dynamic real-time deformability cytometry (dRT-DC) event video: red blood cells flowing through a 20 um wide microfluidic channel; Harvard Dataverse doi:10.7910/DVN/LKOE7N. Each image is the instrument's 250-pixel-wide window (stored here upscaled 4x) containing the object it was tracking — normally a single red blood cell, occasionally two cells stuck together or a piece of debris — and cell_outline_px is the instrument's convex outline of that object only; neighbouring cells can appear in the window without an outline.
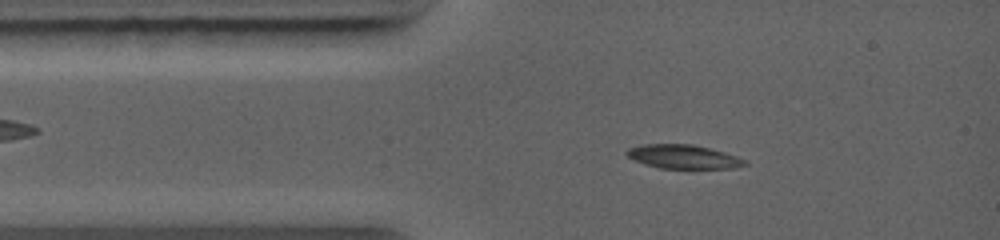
{"species": "common noctule bat (a hibernating species)", "species_latin": "Nyctalus noctula", "temperature_condition": "warm", "stored_images_in_passage": 5, "camera_frame_rate_fps": 5000, "um_per_image_px": 0.085, "animal": {"sex": "female", "body_mass_g": 19.0, "forearm_length_mm": 56.7}, "frame": {"image": 1, "passage_image": 3, "time_ms": 0.6, "image_size_px": [1000, 240], "cell_outline_px": [[748, 164], [736, 168], [660, 168], [644, 164], [632, 160], [624, 152], [628, 148], [640, 144], [692, 144], [724, 152], [736, 156], [744, 160]], "centroid_in_image_um": [58.03, 13.32], "position_along_channel_um": 27.0, "area_um2": 16.42}}
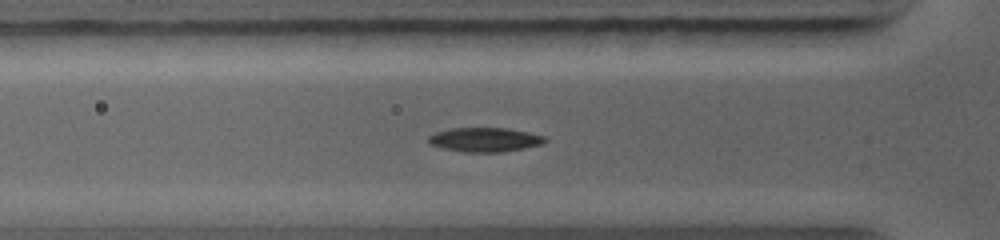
{"frame": {"image": 2, "passage_image": 5, "time_ms": 2.2, "image_size_px": [1000, 240], "cell_outline_px": [[548, 140], [544, 144], [504, 152], [464, 152], [444, 148], [428, 144], [428, 136], [436, 132], [452, 128], [508, 128], [528, 132], [544, 136]], "centroid_in_image_um": [41.23, 11.87], "position_along_channel_um": 84.6, "area_um2": 16.53}}